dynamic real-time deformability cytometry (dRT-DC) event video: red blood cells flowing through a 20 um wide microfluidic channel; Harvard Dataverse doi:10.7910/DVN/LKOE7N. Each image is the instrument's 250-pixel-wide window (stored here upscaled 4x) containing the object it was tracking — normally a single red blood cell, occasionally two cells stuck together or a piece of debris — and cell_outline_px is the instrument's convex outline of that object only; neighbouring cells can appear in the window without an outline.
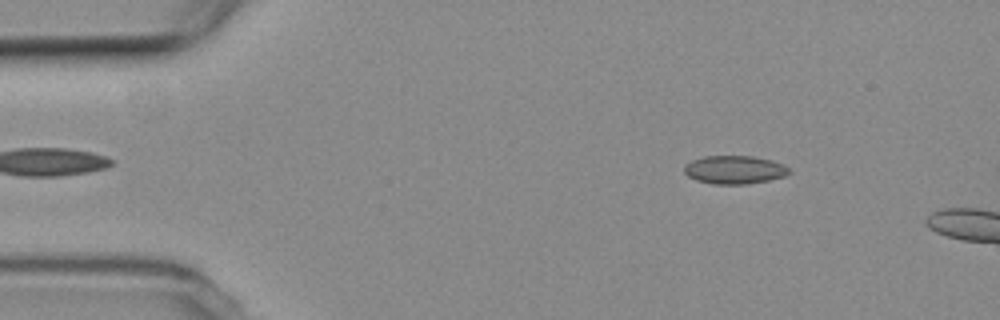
{"species": "common noctule bat (a hibernating species)", "species_latin": "Nyctalus noctula", "temperature_condition": "room temperature", "stored_images_in_passage": 11, "camera_frame_rate_fps": 3000, "um_per_image_px": 0.085, "animal": {"sex": "female", "body_mass_g": 19.3, "forearm_length_mm": 54.1}, "frame": {"image": 1, "passage_image": 7, "time_ms": 2.0, "image_size_px": [1000, 320], "cell_outline_px": [[792, 172], [784, 176], [768, 180], [748, 184], [712, 184], [696, 180], [688, 176], [684, 172], [684, 164], [692, 160], [704, 156], [752, 156], [772, 160], [784, 164]], "centroid_in_image_um": [62.43, 14.43], "position_along_channel_um": 22.6, "area_um2": 17.4}}